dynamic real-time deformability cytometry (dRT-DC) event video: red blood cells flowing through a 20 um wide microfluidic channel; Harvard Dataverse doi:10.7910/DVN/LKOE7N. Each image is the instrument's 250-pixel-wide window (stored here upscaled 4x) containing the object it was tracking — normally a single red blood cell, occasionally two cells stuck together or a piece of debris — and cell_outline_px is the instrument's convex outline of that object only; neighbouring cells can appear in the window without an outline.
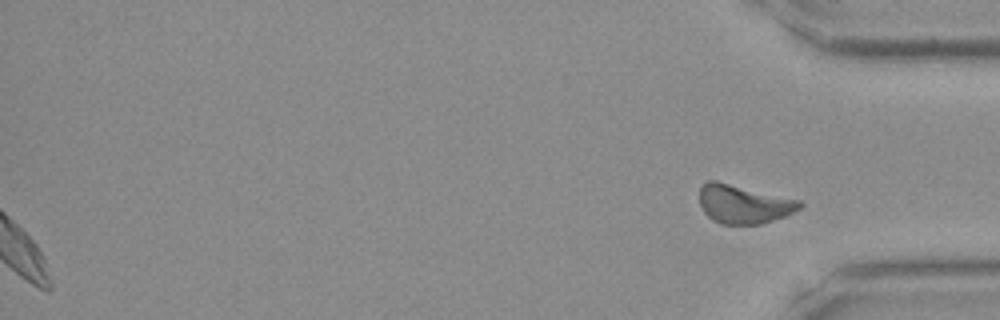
{"species": "Egyptian fruit bat (a non-hibernating species)", "species_latin": "Rousettus aegyptiacus", "temperature_condition": "room temperature", "stored_images_in_passage": 40, "segment_of_instrument_passage": [2, 2], "camera_frame_rate_fps": 3000, "um_per_image_px": 0.085, "frame": {"image": 1, "passage_image": 40, "time_ms": 13.0, "image_size_px": [1000, 320], "cell_outline_px": [[804, 204], [800, 208], [784, 216], [760, 224], [720, 224], [712, 220], [704, 212], [700, 204], [700, 184], [708, 180], [716, 180], [800, 200]], "centroid_in_image_um": [63.17, 17.33], "position_along_channel_um": 372.0, "area_um2": 22.6}}